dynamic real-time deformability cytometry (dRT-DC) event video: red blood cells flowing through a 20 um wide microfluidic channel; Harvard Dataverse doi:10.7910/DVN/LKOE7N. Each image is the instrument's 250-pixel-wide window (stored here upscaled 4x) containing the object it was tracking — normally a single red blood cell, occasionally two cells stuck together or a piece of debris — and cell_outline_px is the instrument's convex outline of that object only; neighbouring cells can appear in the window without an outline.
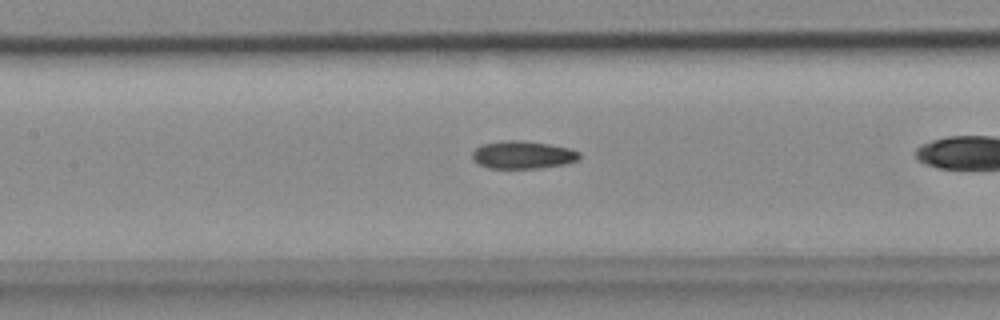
{"species": "common noctule bat (a hibernating species)", "species_latin": "Nyctalus noctula", "temperature_condition": "cold", "stored_images_in_passage": 25, "camera_frame_rate_fps": 3000, "um_per_image_px": 0.085, "animal": {"sex": "female", "body_mass_g": 18.4}, "frame": {"image": 1, "passage_image": 8, "time_ms": 2.333, "image_size_px": [1000, 320], "cell_outline_px": [[580, 160], [568, 164], [540, 168], [488, 168], [472, 160], [472, 152], [480, 144], [500, 140], [520, 140], [548, 144], [568, 148], [580, 152]], "centroid_in_image_um": [44.43, 13.16], "position_along_channel_um": 163.0, "area_um2": 17.57}}
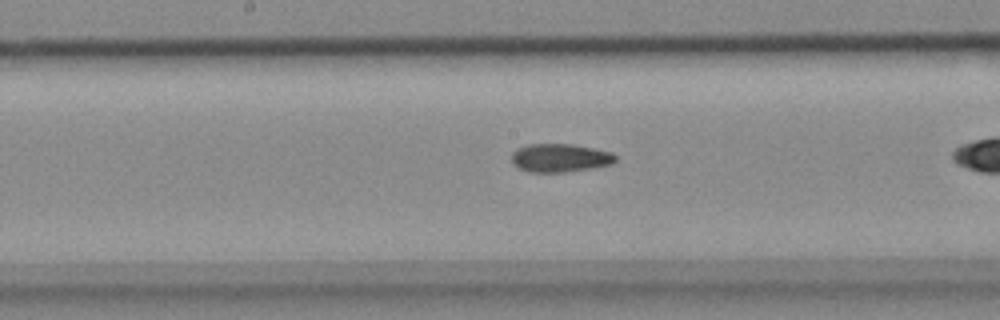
{"frame": {"image": 2, "passage_image": 11, "time_ms": 3.333, "image_size_px": [1000, 320], "cell_outline_px": [[616, 160], [612, 164], [592, 168], [564, 172], [528, 172], [512, 164], [512, 152], [516, 148], [528, 144], [572, 144], [612, 152], [616, 156]], "centroid_in_image_um": [47.58, 13.42], "position_along_channel_um": 200.6, "area_um2": 17.22}}
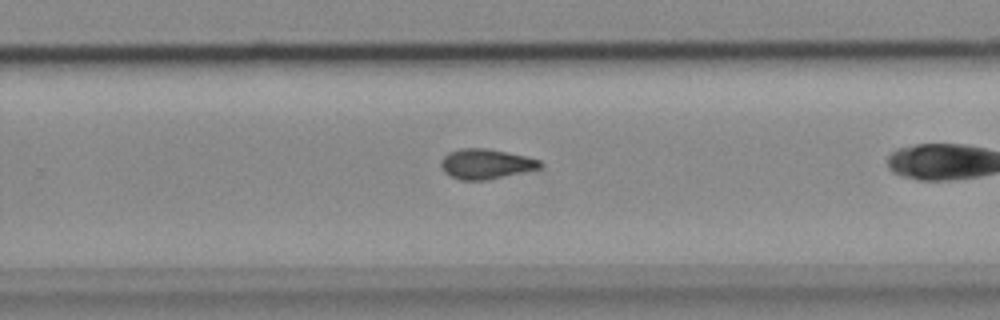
{"frame": {"image": 3, "passage_image": 18, "time_ms": 5.667, "image_size_px": [1000, 320], "cell_outline_px": [[544, 164], [540, 168], [488, 180], [460, 180], [448, 176], [444, 172], [440, 164], [440, 160], [448, 152], [460, 148], [488, 148], [508, 152], [540, 160]], "centroid_in_image_um": [41.26, 13.93], "position_along_channel_um": 288.5, "area_um2": 17.51}}